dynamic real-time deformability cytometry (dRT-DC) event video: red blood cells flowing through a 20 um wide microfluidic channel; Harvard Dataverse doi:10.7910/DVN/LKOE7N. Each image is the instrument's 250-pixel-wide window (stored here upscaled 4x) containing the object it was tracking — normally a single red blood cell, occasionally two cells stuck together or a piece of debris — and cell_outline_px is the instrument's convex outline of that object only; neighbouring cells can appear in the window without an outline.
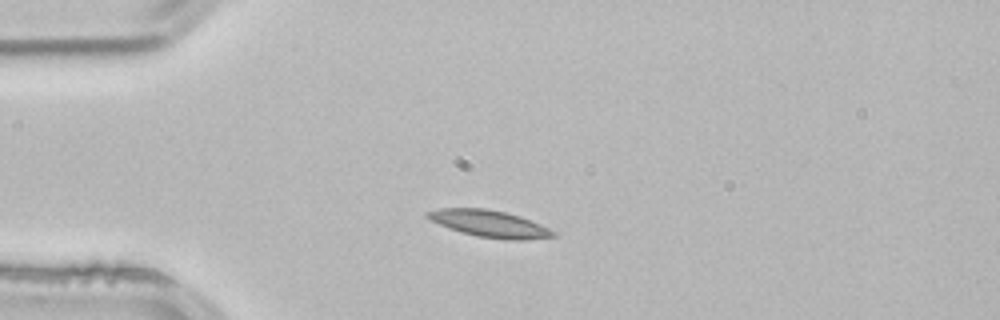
{"species": "common noctule bat (a hibernating species)", "species_latin": "Nyctalus noctula", "temperature_condition": "room temperature", "stored_images_in_passage": 1, "camera_frame_rate_fps": 3000, "um_per_image_px": 0.085, "animal": {"sex": "male", "body_mass_g": 21.5, "forearm_length_mm": 52.0}, "frame": {"image": 1, "passage_image": 1, "time_ms": 0.0, "image_size_px": [1000, 320], "cell_outline_px": [[556, 236], [524, 240], [504, 240], [476, 236], [460, 232], [448, 228], [424, 216], [424, 212], [440, 208], [484, 208], [504, 212], [520, 216], [540, 224], [556, 232]], "centroid_in_image_um": [41.59, 19.02], "position_along_channel_um": 43.4, "area_um2": 19.71}}